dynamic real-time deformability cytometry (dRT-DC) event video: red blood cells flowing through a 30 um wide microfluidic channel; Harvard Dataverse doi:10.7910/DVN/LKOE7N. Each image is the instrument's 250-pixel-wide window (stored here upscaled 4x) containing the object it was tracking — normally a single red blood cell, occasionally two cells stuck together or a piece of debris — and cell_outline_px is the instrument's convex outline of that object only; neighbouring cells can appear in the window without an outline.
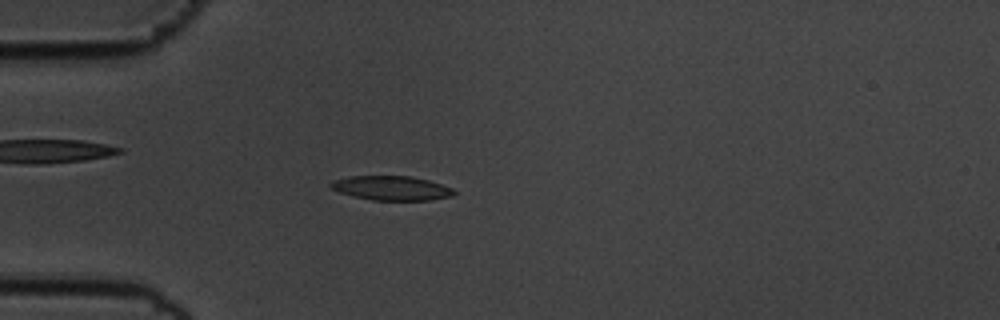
{"species": "common noctule bat (a hibernating species)", "species_latin": "Nyctalus noctula", "temperature_condition": "cold", "stored_images_in_passage": 57, "camera_frame_rate_fps": 3000, "um_per_image_px": 0.085, "animal": {"sex": "male", "body_mass_g": 19.5, "forearm_length_mm": 54.6}, "frame": {"image": 1, "passage_image": 16, "time_ms": 5.0, "image_size_px": [1000, 320], "cell_outline_px": [[456, 192], [452, 196], [428, 200], [372, 200], [340, 192], [332, 188], [328, 184], [332, 180], [348, 176], [412, 176], [428, 180], [452, 188]], "centroid_in_image_um": [33.27, 15.98], "position_along_channel_um": 51.7, "area_um2": 17.34}}
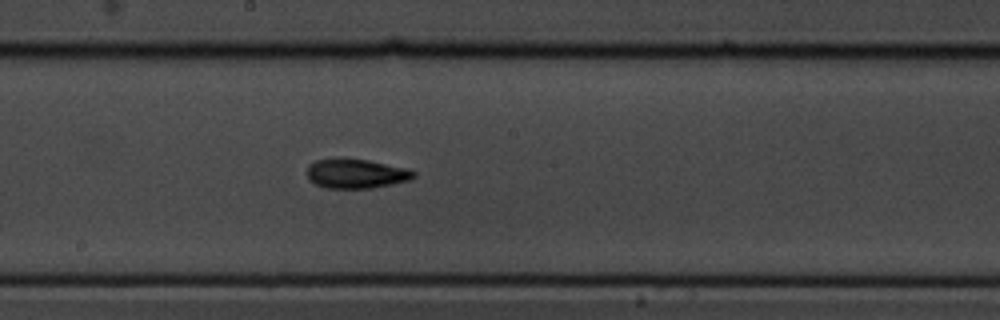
{"frame": {"image": 2, "passage_image": 31, "time_ms": 10.0, "image_size_px": [1000, 320], "cell_outline_px": [[416, 176], [412, 180], [372, 188], [324, 188], [308, 180], [308, 164], [316, 160], [336, 156], [340, 156], [368, 160], [404, 168], [416, 172]], "centroid_in_image_um": [30.23, 14.73], "position_along_channel_um": 218.0, "area_um2": 18.73}}
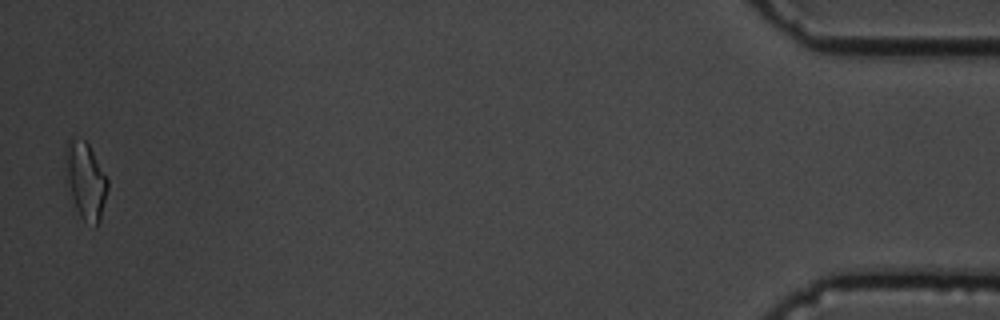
{"frame": {"image": 3, "passage_image": 56, "time_ms": 18.333, "image_size_px": [1000, 320], "cell_outline_px": [[108, 188], [100, 220], [96, 228], [84, 220], [80, 216], [76, 208], [72, 196], [68, 180], [64, 152], [68, 140], [72, 136], [84, 140], [88, 144], [108, 180]], "centroid_in_image_um": [7.29, 15.34], "position_along_channel_um": 427.9, "area_um2": 18.5}, "authors_computed_cell_mechanics": {"area_um2": 17.5134, "velocity_mm_per_s": 3.556, "shape_relaxation_time_tau1_ms": 3.1222, "shape_relaxation_time_tau2_ms": 2.833, "deformation_change_tau1": 0.1379, "deformation_change_tau2": 0.0924}}